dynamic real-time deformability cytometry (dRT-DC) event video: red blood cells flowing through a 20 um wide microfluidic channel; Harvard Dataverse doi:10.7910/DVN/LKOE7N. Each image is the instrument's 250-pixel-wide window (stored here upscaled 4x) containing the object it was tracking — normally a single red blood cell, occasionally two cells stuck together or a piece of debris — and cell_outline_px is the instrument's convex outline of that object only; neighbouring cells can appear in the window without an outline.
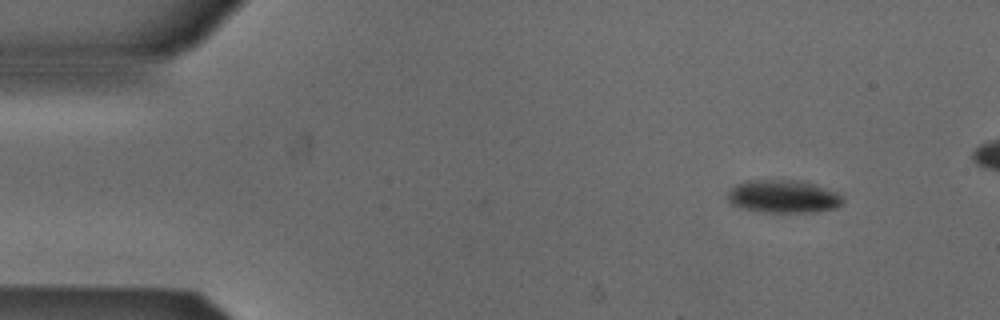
{"species": "Egyptian fruit bat (a non-hibernating species)", "species_latin": "Rousettus aegyptiacus", "temperature_condition": "cold", "stored_images_in_passage": 6, "segment_of_instrument_passage": [2, 2], "camera_frame_rate_fps": 3000, "um_per_image_px": 0.085, "animal": {"sex": "male"}, "frame": {"image": 1, "passage_image": 6, "time_ms": 1.667, "image_size_px": [1000, 320], "cell_outline_px": [[844, 204], [836, 208], [816, 212], [768, 212], [744, 208], [732, 204], [728, 200], [728, 192], [736, 184], [748, 180], [788, 180], [812, 184], [828, 188], [836, 192], [844, 200]], "centroid_in_image_um": [66.61, 16.71], "position_along_channel_um": 18.4, "area_um2": 21.85}}